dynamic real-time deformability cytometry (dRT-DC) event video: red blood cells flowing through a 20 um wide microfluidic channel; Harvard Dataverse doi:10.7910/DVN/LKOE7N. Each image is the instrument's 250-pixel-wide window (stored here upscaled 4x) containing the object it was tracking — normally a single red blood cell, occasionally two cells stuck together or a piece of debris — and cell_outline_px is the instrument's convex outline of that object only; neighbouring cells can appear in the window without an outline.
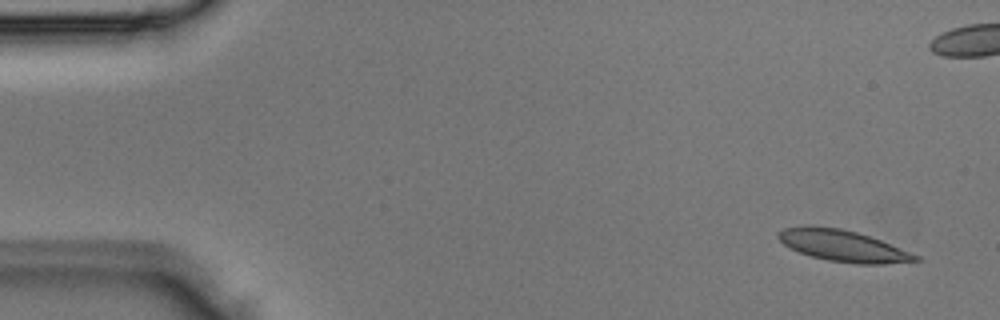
{"species": "Egyptian fruit bat (a non-hibernating species)", "species_latin": "Rousettus aegyptiacus", "temperature_condition": "room temperature", "stored_images_in_passage": 2, "segment_of_instrument_passage": [2, 2], "camera_frame_rate_fps": 3000, "um_per_image_px": 0.085, "animal": {"sex": "male"}, "frame": {"image": 1, "passage_image": 2, "time_ms": 0.333, "image_size_px": [1000, 320], "cell_outline_px": [[920, 260], [884, 264], [856, 264], [828, 260], [812, 256], [800, 252], [784, 244], [776, 236], [776, 232], [784, 228], [808, 224], [840, 228], [856, 232], [880, 240], [920, 256]], "centroid_in_image_um": [71.6, 20.87], "position_along_channel_um": 13.4, "area_um2": 25.03}}